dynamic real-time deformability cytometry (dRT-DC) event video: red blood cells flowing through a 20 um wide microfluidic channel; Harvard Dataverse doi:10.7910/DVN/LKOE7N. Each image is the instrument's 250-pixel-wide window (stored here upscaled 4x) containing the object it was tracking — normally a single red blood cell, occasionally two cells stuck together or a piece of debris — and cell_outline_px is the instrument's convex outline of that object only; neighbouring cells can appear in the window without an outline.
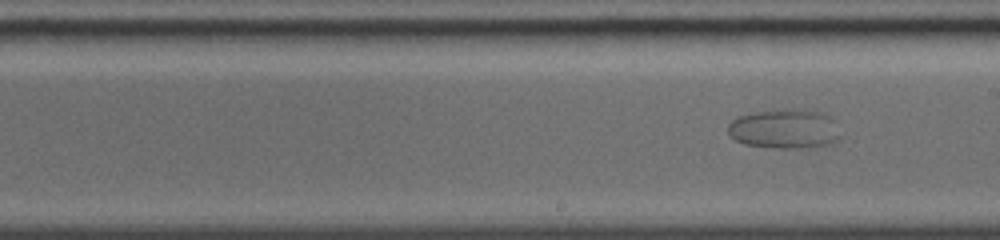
{"species": "common noctule bat (a hibernating species)", "species_latin": "Nyctalus noctula", "temperature_condition": "warm", "stored_images_in_passage": 23, "segment_of_instrument_passage": [2, 2], "camera_frame_rate_fps": 5000, "um_per_image_px": 0.085, "animal": {"sex": "female", "body_mass_g": 19.0, "forearm_length_mm": 56.7}, "frame": {"image": 1, "passage_image": 23, "time_ms": 8.4, "image_size_px": [1000, 240], "cell_outline_px": [[840, 136], [836, 140], [828, 144], [784, 148], [776, 148], [744, 144], [736, 140], [728, 132], [728, 124], [736, 116], [756, 112], [824, 112], [832, 116]], "centroid_in_image_um": [66.65, 10.98], "position_along_channel_um": 222.4, "area_um2": 24.68}}